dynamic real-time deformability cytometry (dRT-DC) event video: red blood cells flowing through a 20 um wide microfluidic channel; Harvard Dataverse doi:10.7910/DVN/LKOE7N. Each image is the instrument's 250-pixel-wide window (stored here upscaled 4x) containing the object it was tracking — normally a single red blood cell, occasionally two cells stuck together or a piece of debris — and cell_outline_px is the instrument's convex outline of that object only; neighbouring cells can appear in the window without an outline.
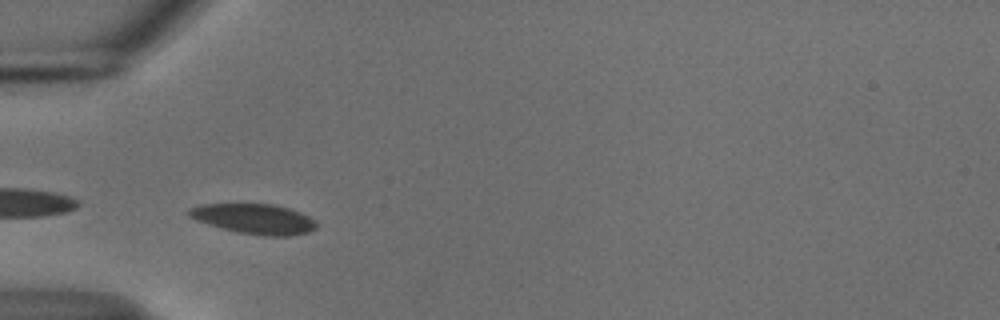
{"species": "common noctule bat (a hibernating species)", "species_latin": "Nyctalus noctula", "temperature_condition": "cold", "stored_images_in_passage": 36, "camera_frame_rate_fps": 3000, "um_per_image_px": 0.085, "animal": {"sex": "male", "body_mass_g": 18.8}, "frame": {"image": 1, "passage_image": 3, "time_ms": 0.667, "image_size_px": [1000, 320], "cell_outline_px": [[316, 228], [308, 232], [288, 236], [264, 236], [240, 232], [208, 224], [196, 220], [188, 216], [188, 208], [200, 204], [272, 204], [288, 208], [300, 212], [316, 220]], "centroid_in_image_um": [21.61, 18.6], "position_along_channel_um": 63.4, "area_um2": 22.2}}
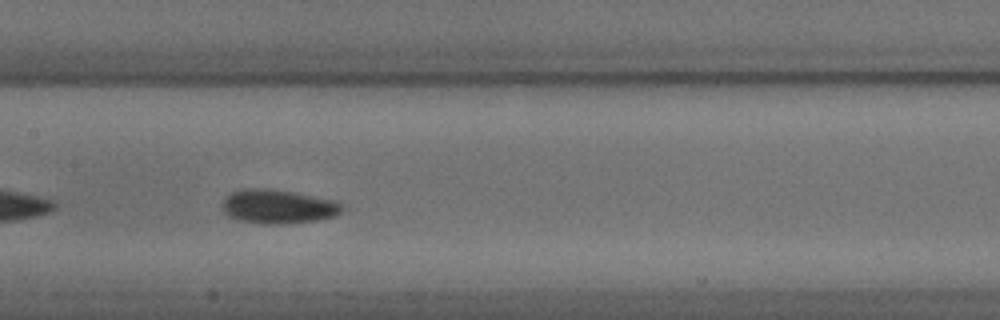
{"frame": {"image": 2, "passage_image": 13, "time_ms": 4.0, "image_size_px": [1000, 320], "cell_outline_px": [[344, 208], [336, 216], [316, 220], [284, 224], [260, 224], [236, 220], [228, 216], [220, 208], [220, 204], [232, 192], [244, 188], [268, 188], [292, 192], [332, 200], [340, 204]], "centroid_in_image_um": [23.56, 17.57], "position_along_channel_um": 183.8, "area_um2": 23.81}}
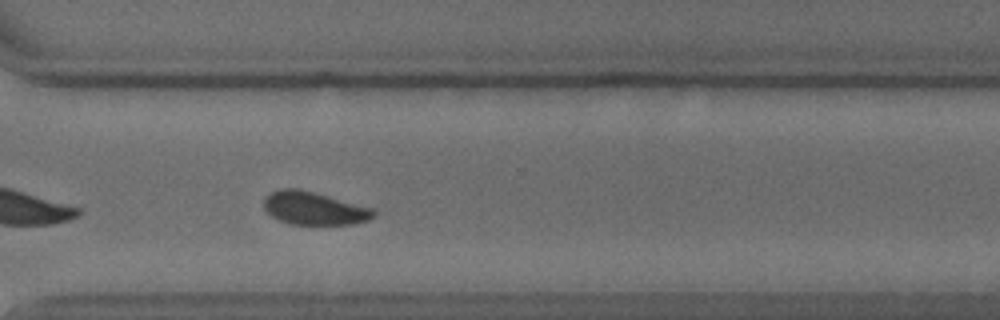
{"frame": {"image": 3, "passage_image": 26, "time_ms": 8.333, "image_size_px": [1000, 320], "cell_outline_px": [[376, 216], [368, 220], [352, 224], [288, 224], [276, 220], [264, 208], [264, 200], [272, 192], [280, 188], [296, 188], [376, 208]], "centroid_in_image_um": [26.73, 17.72], "position_along_channel_um": 343.9, "area_um2": 21.15}, "authors_computed_cell_mechanics": {"area_um2": 21.7906, "velocity_mm_per_s": 3.6974, "shape_relaxation_time_tau1_ms": 2.6427, "shape_relaxation_time_tau2_ms": 4.7566, "deformation_change_tau1": 0.0778, "deformation_change_tau2": 0.082}}